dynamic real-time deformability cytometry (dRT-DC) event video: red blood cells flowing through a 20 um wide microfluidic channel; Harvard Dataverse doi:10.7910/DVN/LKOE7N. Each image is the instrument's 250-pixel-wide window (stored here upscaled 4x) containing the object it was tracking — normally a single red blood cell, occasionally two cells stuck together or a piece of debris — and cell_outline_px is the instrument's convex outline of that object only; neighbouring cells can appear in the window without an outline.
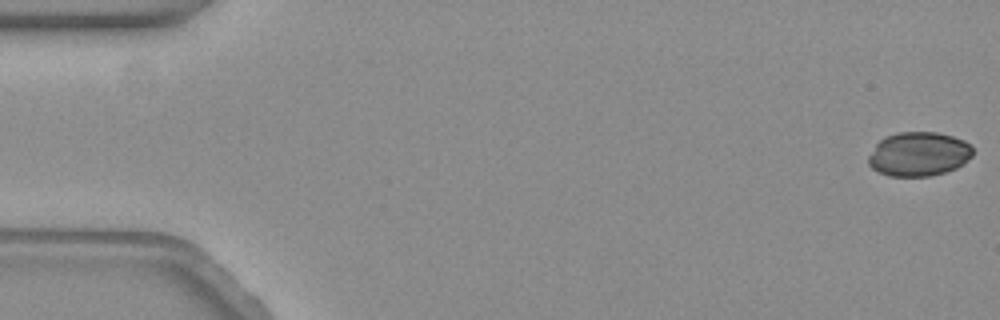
{"species": "common noctule bat (a hibernating species)", "species_latin": "Nyctalus noctula", "temperature_condition": "warm", "stored_images_in_passage": 21, "camera_frame_rate_fps": 3000, "um_per_image_px": 0.085, "animal": {"sex": "female", "body_mass_g": 19.3, "forearm_length_mm": 54.1}, "frame": {"image": 1, "passage_image": 1, "time_ms": 0.0, "image_size_px": [1000, 320], "cell_outline_px": [[972, 156], [964, 164], [956, 168], [932, 176], [888, 176], [872, 168], [868, 164], [868, 156], [876, 144], [884, 136], [896, 132], [936, 132], [952, 136], [964, 140], [972, 144]], "centroid_in_image_um": [78.1, 13.09], "position_along_channel_um": 6.9, "area_um2": 27.11}}
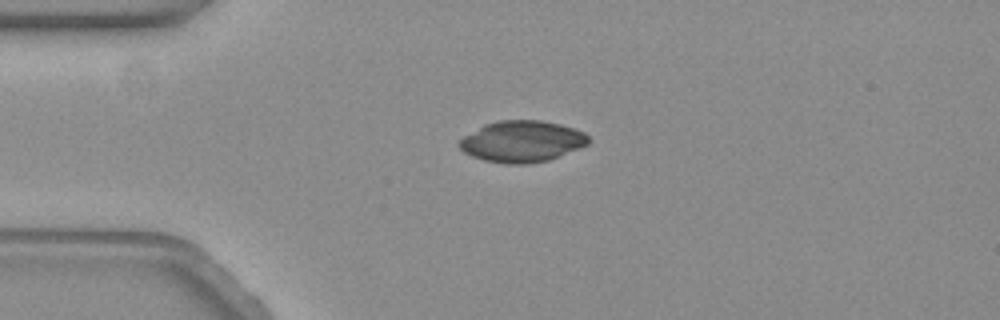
{"frame": {"image": 2, "passage_image": 15, "time_ms": 4.667, "image_size_px": [1000, 320], "cell_outline_px": [[588, 144], [560, 156], [548, 160], [528, 164], [504, 164], [484, 160], [472, 156], [464, 152], [456, 144], [464, 136], [484, 124], [496, 120], [540, 120], [560, 124], [584, 132], [588, 136]], "centroid_in_image_um": [44.34, 12.02], "position_along_channel_um": 40.7, "area_um2": 31.15}}